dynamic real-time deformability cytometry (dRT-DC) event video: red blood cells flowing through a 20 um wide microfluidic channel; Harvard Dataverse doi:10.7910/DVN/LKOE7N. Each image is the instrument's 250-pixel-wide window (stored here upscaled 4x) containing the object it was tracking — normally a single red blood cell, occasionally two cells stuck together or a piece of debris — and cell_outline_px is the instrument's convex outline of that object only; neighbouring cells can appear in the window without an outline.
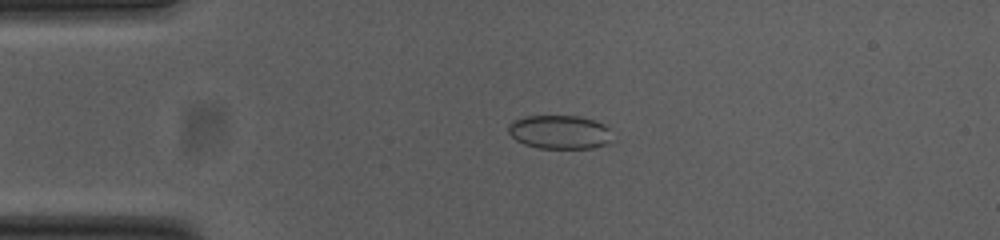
{"species": "common noctule bat (a hibernating species)", "species_latin": "Nyctalus noctula", "temperature_condition": "cold", "stored_images_in_passage": 54, "camera_frame_rate_fps": 3000, "um_per_image_px": 0.085, "animal": {"sex": "female", "body_mass_g": 23.0, "forearm_length_mm": 53.4}, "frame": {"image": 1, "passage_image": 12, "time_ms": 3.667, "image_size_px": [1000, 240], "cell_outline_px": [[616, 140], [592, 148], [540, 148], [524, 144], [516, 140], [508, 132], [508, 124], [524, 116], [580, 116], [604, 124], [608, 128]], "centroid_in_image_um": [47.6, 11.23], "position_along_channel_um": 37.4, "area_um2": 20.52}}
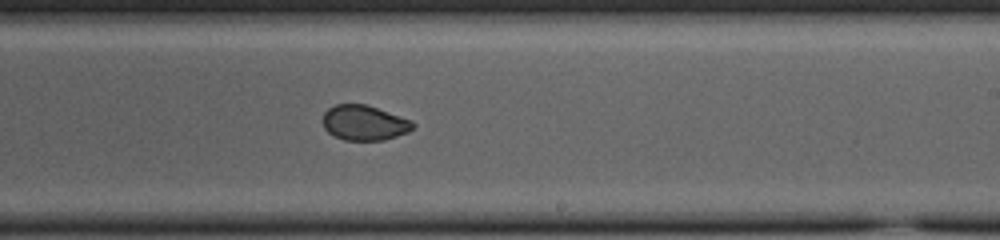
{"frame": {"image": 2, "passage_image": 32, "time_ms": 10.333, "image_size_px": [1000, 240], "cell_outline_px": [[416, 124], [408, 132], [384, 140], [344, 140], [328, 132], [324, 128], [320, 120], [324, 112], [328, 108], [336, 104], [368, 104], [412, 120]], "centroid_in_image_um": [30.94, 10.42], "position_along_channel_um": 258.1, "area_um2": 18.67}}
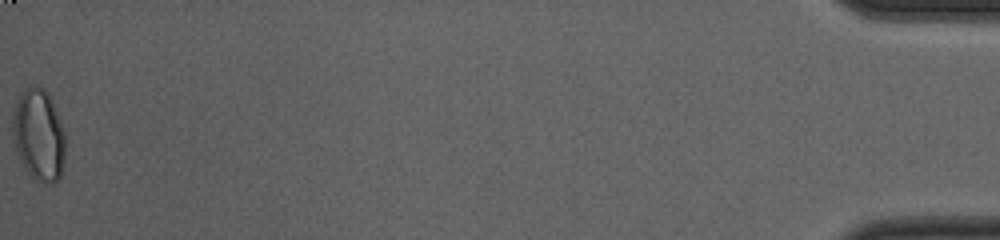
{"frame": {"image": 3, "passage_image": 54, "time_ms": 17.667, "image_size_px": [1000, 240], "cell_outline_px": [[64, 160], [60, 176], [56, 184], [48, 184], [36, 180], [24, 168], [20, 160], [12, 136], [12, 116], [16, 100], [20, 92], [24, 88], [36, 84], [44, 88], [48, 92], [52, 100], [64, 128]], "centroid_in_image_um": [3.28, 11.44], "position_along_channel_um": 431.9, "area_um2": 28.67}}